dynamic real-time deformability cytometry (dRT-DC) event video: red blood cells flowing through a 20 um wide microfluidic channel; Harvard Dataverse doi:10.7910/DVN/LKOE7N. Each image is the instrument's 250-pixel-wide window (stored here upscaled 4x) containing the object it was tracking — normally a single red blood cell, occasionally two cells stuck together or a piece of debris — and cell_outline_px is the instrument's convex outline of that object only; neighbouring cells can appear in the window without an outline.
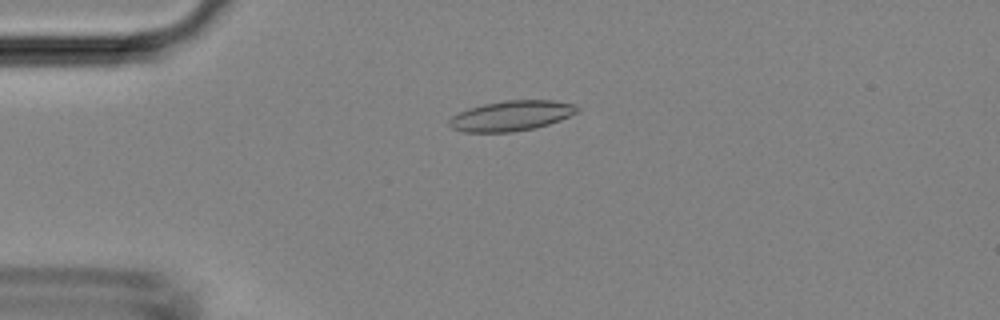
{"species": "Egyptian fruit bat (a non-hibernating species)", "species_latin": "Rousettus aegyptiacus", "temperature_condition": "room temperature", "stored_images_in_passage": 48, "camera_frame_rate_fps": 3000, "um_per_image_px": 0.085, "animal": {"sex": "female"}, "frame": {"image": 1, "passage_image": 12, "time_ms": 3.667, "image_size_px": [1000, 320], "cell_outline_px": [[580, 108], [576, 112], [560, 120], [536, 128], [512, 132], [464, 132], [452, 128], [448, 124], [448, 120], [452, 116], [468, 108], [484, 104], [504, 100], [552, 100], [576, 104]], "centroid_in_image_um": [43.46, 9.84], "position_along_channel_um": 41.5, "area_um2": 22.54}}
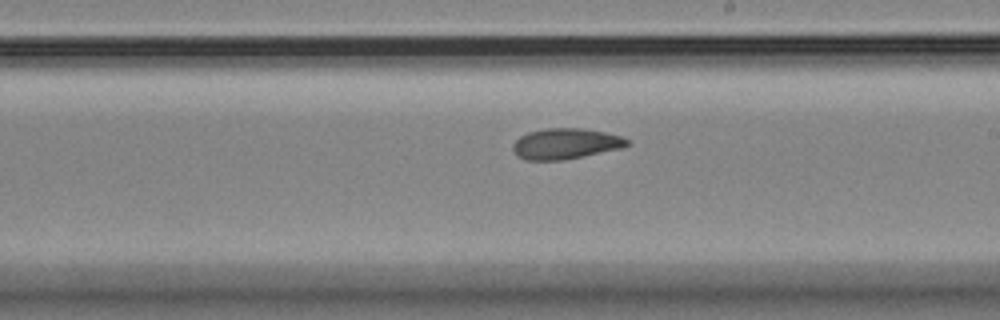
{"frame": {"image": 2, "passage_image": 28, "time_ms": 9.0, "image_size_px": [1000, 320], "cell_outline_px": [[628, 144], [624, 148], [564, 160], [524, 160], [516, 156], [512, 148], [512, 144], [520, 136], [528, 132], [548, 128], [584, 128], [604, 132], [620, 136], [628, 140]], "centroid_in_image_um": [48.05, 12.22], "position_along_channel_um": 241.0, "area_um2": 20.58}}
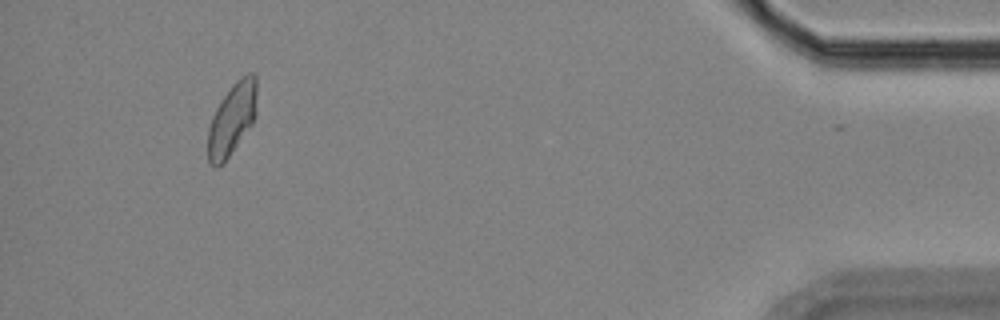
{"frame": {"image": 3, "passage_image": 45, "time_ms": 14.667, "image_size_px": [1000, 320], "cell_outline_px": [[256, 112], [252, 124], [224, 164], [216, 168], [208, 164], [208, 128], [212, 116], [220, 100], [232, 84], [240, 76], [248, 72], [252, 72], [256, 76]], "centroid_in_image_um": [19.71, 10.13], "position_along_channel_um": 415.5, "area_um2": 20.87}}